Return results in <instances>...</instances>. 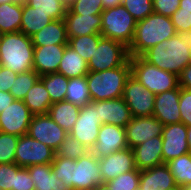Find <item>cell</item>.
I'll use <instances>...</instances> for the list:
<instances>
[{
  "label": "cell",
  "mask_w": 191,
  "mask_h": 190,
  "mask_svg": "<svg viewBox=\"0 0 191 190\" xmlns=\"http://www.w3.org/2000/svg\"><path fill=\"white\" fill-rule=\"evenodd\" d=\"M141 57L149 64L178 76L191 63V30L178 32L147 50Z\"/></svg>",
  "instance_id": "1"
},
{
  "label": "cell",
  "mask_w": 191,
  "mask_h": 190,
  "mask_svg": "<svg viewBox=\"0 0 191 190\" xmlns=\"http://www.w3.org/2000/svg\"><path fill=\"white\" fill-rule=\"evenodd\" d=\"M177 34L170 17L151 13L145 19L137 21L133 40L128 47L130 57L142 56L156 44Z\"/></svg>",
  "instance_id": "2"
},
{
  "label": "cell",
  "mask_w": 191,
  "mask_h": 190,
  "mask_svg": "<svg viewBox=\"0 0 191 190\" xmlns=\"http://www.w3.org/2000/svg\"><path fill=\"white\" fill-rule=\"evenodd\" d=\"M131 76L130 58L117 68L86 75L91 101H103L123 96L124 86Z\"/></svg>",
  "instance_id": "3"
},
{
  "label": "cell",
  "mask_w": 191,
  "mask_h": 190,
  "mask_svg": "<svg viewBox=\"0 0 191 190\" xmlns=\"http://www.w3.org/2000/svg\"><path fill=\"white\" fill-rule=\"evenodd\" d=\"M34 45L21 31L3 34L0 45V65L16 73L33 70Z\"/></svg>",
  "instance_id": "4"
},
{
  "label": "cell",
  "mask_w": 191,
  "mask_h": 190,
  "mask_svg": "<svg viewBox=\"0 0 191 190\" xmlns=\"http://www.w3.org/2000/svg\"><path fill=\"white\" fill-rule=\"evenodd\" d=\"M130 64L131 75L155 95L179 86L176 74L149 64L141 56L130 57Z\"/></svg>",
  "instance_id": "5"
},
{
  "label": "cell",
  "mask_w": 191,
  "mask_h": 190,
  "mask_svg": "<svg viewBox=\"0 0 191 190\" xmlns=\"http://www.w3.org/2000/svg\"><path fill=\"white\" fill-rule=\"evenodd\" d=\"M101 16L102 26L100 34L129 47L134 37L137 21L126 8L122 4L107 8L104 9Z\"/></svg>",
  "instance_id": "6"
},
{
  "label": "cell",
  "mask_w": 191,
  "mask_h": 190,
  "mask_svg": "<svg viewBox=\"0 0 191 190\" xmlns=\"http://www.w3.org/2000/svg\"><path fill=\"white\" fill-rule=\"evenodd\" d=\"M130 58L128 47L110 38L101 37L98 46L88 61L89 71L101 72L122 66Z\"/></svg>",
  "instance_id": "7"
},
{
  "label": "cell",
  "mask_w": 191,
  "mask_h": 190,
  "mask_svg": "<svg viewBox=\"0 0 191 190\" xmlns=\"http://www.w3.org/2000/svg\"><path fill=\"white\" fill-rule=\"evenodd\" d=\"M55 151L28 134L19 137L15 151V163L20 167L51 164Z\"/></svg>",
  "instance_id": "8"
},
{
  "label": "cell",
  "mask_w": 191,
  "mask_h": 190,
  "mask_svg": "<svg viewBox=\"0 0 191 190\" xmlns=\"http://www.w3.org/2000/svg\"><path fill=\"white\" fill-rule=\"evenodd\" d=\"M132 117L153 116L155 94L132 75L127 79L122 96Z\"/></svg>",
  "instance_id": "9"
},
{
  "label": "cell",
  "mask_w": 191,
  "mask_h": 190,
  "mask_svg": "<svg viewBox=\"0 0 191 190\" xmlns=\"http://www.w3.org/2000/svg\"><path fill=\"white\" fill-rule=\"evenodd\" d=\"M27 134L54 151L57 150L68 135L48 114L33 115Z\"/></svg>",
  "instance_id": "10"
},
{
  "label": "cell",
  "mask_w": 191,
  "mask_h": 190,
  "mask_svg": "<svg viewBox=\"0 0 191 190\" xmlns=\"http://www.w3.org/2000/svg\"><path fill=\"white\" fill-rule=\"evenodd\" d=\"M102 122L95 107L88 103L81 107L78 120L69 135L81 142L89 151L95 146Z\"/></svg>",
  "instance_id": "11"
},
{
  "label": "cell",
  "mask_w": 191,
  "mask_h": 190,
  "mask_svg": "<svg viewBox=\"0 0 191 190\" xmlns=\"http://www.w3.org/2000/svg\"><path fill=\"white\" fill-rule=\"evenodd\" d=\"M102 183L98 158L91 151L74 162L73 190H92Z\"/></svg>",
  "instance_id": "12"
},
{
  "label": "cell",
  "mask_w": 191,
  "mask_h": 190,
  "mask_svg": "<svg viewBox=\"0 0 191 190\" xmlns=\"http://www.w3.org/2000/svg\"><path fill=\"white\" fill-rule=\"evenodd\" d=\"M33 114L23 100H14L0 113V132L18 137L28 133Z\"/></svg>",
  "instance_id": "13"
},
{
  "label": "cell",
  "mask_w": 191,
  "mask_h": 190,
  "mask_svg": "<svg viewBox=\"0 0 191 190\" xmlns=\"http://www.w3.org/2000/svg\"><path fill=\"white\" fill-rule=\"evenodd\" d=\"M161 136L164 163L191 152L187 140V126L182 122L165 125Z\"/></svg>",
  "instance_id": "14"
},
{
  "label": "cell",
  "mask_w": 191,
  "mask_h": 190,
  "mask_svg": "<svg viewBox=\"0 0 191 190\" xmlns=\"http://www.w3.org/2000/svg\"><path fill=\"white\" fill-rule=\"evenodd\" d=\"M163 127L154 116L132 117L125 126L128 147L133 149L153 137L161 136Z\"/></svg>",
  "instance_id": "15"
},
{
  "label": "cell",
  "mask_w": 191,
  "mask_h": 190,
  "mask_svg": "<svg viewBox=\"0 0 191 190\" xmlns=\"http://www.w3.org/2000/svg\"><path fill=\"white\" fill-rule=\"evenodd\" d=\"M128 147L126 130L124 127L102 124L98 133L95 146L91 152L97 158H103L111 153L124 150Z\"/></svg>",
  "instance_id": "16"
},
{
  "label": "cell",
  "mask_w": 191,
  "mask_h": 190,
  "mask_svg": "<svg viewBox=\"0 0 191 190\" xmlns=\"http://www.w3.org/2000/svg\"><path fill=\"white\" fill-rule=\"evenodd\" d=\"M98 163L104 182H108L122 173L137 169L133 149L129 147L111 153L106 157L98 158Z\"/></svg>",
  "instance_id": "17"
},
{
  "label": "cell",
  "mask_w": 191,
  "mask_h": 190,
  "mask_svg": "<svg viewBox=\"0 0 191 190\" xmlns=\"http://www.w3.org/2000/svg\"><path fill=\"white\" fill-rule=\"evenodd\" d=\"M97 110L98 118L102 124H111L124 127L130 122L132 116L127 103L122 97L90 102Z\"/></svg>",
  "instance_id": "18"
},
{
  "label": "cell",
  "mask_w": 191,
  "mask_h": 190,
  "mask_svg": "<svg viewBox=\"0 0 191 190\" xmlns=\"http://www.w3.org/2000/svg\"><path fill=\"white\" fill-rule=\"evenodd\" d=\"M181 88L162 92L155 95L153 116L164 126L181 122V112L179 109V98Z\"/></svg>",
  "instance_id": "19"
},
{
  "label": "cell",
  "mask_w": 191,
  "mask_h": 190,
  "mask_svg": "<svg viewBox=\"0 0 191 190\" xmlns=\"http://www.w3.org/2000/svg\"><path fill=\"white\" fill-rule=\"evenodd\" d=\"M67 44L34 47L33 70L39 75L57 73Z\"/></svg>",
  "instance_id": "20"
},
{
  "label": "cell",
  "mask_w": 191,
  "mask_h": 190,
  "mask_svg": "<svg viewBox=\"0 0 191 190\" xmlns=\"http://www.w3.org/2000/svg\"><path fill=\"white\" fill-rule=\"evenodd\" d=\"M174 176L166 163L140 170L139 190H176Z\"/></svg>",
  "instance_id": "21"
},
{
  "label": "cell",
  "mask_w": 191,
  "mask_h": 190,
  "mask_svg": "<svg viewBox=\"0 0 191 190\" xmlns=\"http://www.w3.org/2000/svg\"><path fill=\"white\" fill-rule=\"evenodd\" d=\"M68 38L82 35L100 34L102 26V16L80 15L73 13L69 8L64 16Z\"/></svg>",
  "instance_id": "22"
},
{
  "label": "cell",
  "mask_w": 191,
  "mask_h": 190,
  "mask_svg": "<svg viewBox=\"0 0 191 190\" xmlns=\"http://www.w3.org/2000/svg\"><path fill=\"white\" fill-rule=\"evenodd\" d=\"M162 144V136H157L134 147L136 168L144 170L163 164Z\"/></svg>",
  "instance_id": "23"
},
{
  "label": "cell",
  "mask_w": 191,
  "mask_h": 190,
  "mask_svg": "<svg viewBox=\"0 0 191 190\" xmlns=\"http://www.w3.org/2000/svg\"><path fill=\"white\" fill-rule=\"evenodd\" d=\"M34 183V190H72L58 179L51 164H39L27 167Z\"/></svg>",
  "instance_id": "24"
},
{
  "label": "cell",
  "mask_w": 191,
  "mask_h": 190,
  "mask_svg": "<svg viewBox=\"0 0 191 190\" xmlns=\"http://www.w3.org/2000/svg\"><path fill=\"white\" fill-rule=\"evenodd\" d=\"M34 47L68 44L64 19L52 20L47 26L31 36Z\"/></svg>",
  "instance_id": "25"
},
{
  "label": "cell",
  "mask_w": 191,
  "mask_h": 190,
  "mask_svg": "<svg viewBox=\"0 0 191 190\" xmlns=\"http://www.w3.org/2000/svg\"><path fill=\"white\" fill-rule=\"evenodd\" d=\"M80 111V106L64 100L53 103L47 114L69 134L78 120Z\"/></svg>",
  "instance_id": "26"
},
{
  "label": "cell",
  "mask_w": 191,
  "mask_h": 190,
  "mask_svg": "<svg viewBox=\"0 0 191 190\" xmlns=\"http://www.w3.org/2000/svg\"><path fill=\"white\" fill-rule=\"evenodd\" d=\"M88 72V62L67 44L57 73L71 79L86 76Z\"/></svg>",
  "instance_id": "27"
},
{
  "label": "cell",
  "mask_w": 191,
  "mask_h": 190,
  "mask_svg": "<svg viewBox=\"0 0 191 190\" xmlns=\"http://www.w3.org/2000/svg\"><path fill=\"white\" fill-rule=\"evenodd\" d=\"M23 102L33 115L47 114L53 104L47 89L40 79L28 90Z\"/></svg>",
  "instance_id": "28"
},
{
  "label": "cell",
  "mask_w": 191,
  "mask_h": 190,
  "mask_svg": "<svg viewBox=\"0 0 191 190\" xmlns=\"http://www.w3.org/2000/svg\"><path fill=\"white\" fill-rule=\"evenodd\" d=\"M52 19L48 14L36 11L35 8L28 5L24 0L22 1V17L20 31L26 36L31 37L47 26Z\"/></svg>",
  "instance_id": "29"
},
{
  "label": "cell",
  "mask_w": 191,
  "mask_h": 190,
  "mask_svg": "<svg viewBox=\"0 0 191 190\" xmlns=\"http://www.w3.org/2000/svg\"><path fill=\"white\" fill-rule=\"evenodd\" d=\"M22 17V1L0 4V30L3 34L19 32Z\"/></svg>",
  "instance_id": "30"
},
{
  "label": "cell",
  "mask_w": 191,
  "mask_h": 190,
  "mask_svg": "<svg viewBox=\"0 0 191 190\" xmlns=\"http://www.w3.org/2000/svg\"><path fill=\"white\" fill-rule=\"evenodd\" d=\"M178 188L191 185V152L166 163Z\"/></svg>",
  "instance_id": "31"
},
{
  "label": "cell",
  "mask_w": 191,
  "mask_h": 190,
  "mask_svg": "<svg viewBox=\"0 0 191 190\" xmlns=\"http://www.w3.org/2000/svg\"><path fill=\"white\" fill-rule=\"evenodd\" d=\"M65 101L80 107L91 102L86 76L69 79Z\"/></svg>",
  "instance_id": "32"
},
{
  "label": "cell",
  "mask_w": 191,
  "mask_h": 190,
  "mask_svg": "<svg viewBox=\"0 0 191 190\" xmlns=\"http://www.w3.org/2000/svg\"><path fill=\"white\" fill-rule=\"evenodd\" d=\"M39 79L47 89L52 103L65 100L69 82L67 77L59 73H50L40 76Z\"/></svg>",
  "instance_id": "33"
},
{
  "label": "cell",
  "mask_w": 191,
  "mask_h": 190,
  "mask_svg": "<svg viewBox=\"0 0 191 190\" xmlns=\"http://www.w3.org/2000/svg\"><path fill=\"white\" fill-rule=\"evenodd\" d=\"M101 37V34H92L68 38V45L88 62L95 52Z\"/></svg>",
  "instance_id": "34"
},
{
  "label": "cell",
  "mask_w": 191,
  "mask_h": 190,
  "mask_svg": "<svg viewBox=\"0 0 191 190\" xmlns=\"http://www.w3.org/2000/svg\"><path fill=\"white\" fill-rule=\"evenodd\" d=\"M36 11L48 14L52 20L64 19L68 6L62 0H24Z\"/></svg>",
  "instance_id": "35"
},
{
  "label": "cell",
  "mask_w": 191,
  "mask_h": 190,
  "mask_svg": "<svg viewBox=\"0 0 191 190\" xmlns=\"http://www.w3.org/2000/svg\"><path fill=\"white\" fill-rule=\"evenodd\" d=\"M76 160L65 158L62 156H55L51 163L52 170L58 179L62 180L65 185L73 190V174L74 162Z\"/></svg>",
  "instance_id": "36"
},
{
  "label": "cell",
  "mask_w": 191,
  "mask_h": 190,
  "mask_svg": "<svg viewBox=\"0 0 191 190\" xmlns=\"http://www.w3.org/2000/svg\"><path fill=\"white\" fill-rule=\"evenodd\" d=\"M39 77L40 76L34 70L17 74L10 93L15 99L23 100L26 97L28 90L34 85Z\"/></svg>",
  "instance_id": "37"
},
{
  "label": "cell",
  "mask_w": 191,
  "mask_h": 190,
  "mask_svg": "<svg viewBox=\"0 0 191 190\" xmlns=\"http://www.w3.org/2000/svg\"><path fill=\"white\" fill-rule=\"evenodd\" d=\"M88 152L89 150L81 144L80 141L68 134L62 144L55 151V156L77 160Z\"/></svg>",
  "instance_id": "38"
},
{
  "label": "cell",
  "mask_w": 191,
  "mask_h": 190,
  "mask_svg": "<svg viewBox=\"0 0 191 190\" xmlns=\"http://www.w3.org/2000/svg\"><path fill=\"white\" fill-rule=\"evenodd\" d=\"M179 4L170 17L177 33L191 30V0H180Z\"/></svg>",
  "instance_id": "39"
},
{
  "label": "cell",
  "mask_w": 191,
  "mask_h": 190,
  "mask_svg": "<svg viewBox=\"0 0 191 190\" xmlns=\"http://www.w3.org/2000/svg\"><path fill=\"white\" fill-rule=\"evenodd\" d=\"M140 170L135 169L122 173L116 178L106 182L112 190H139Z\"/></svg>",
  "instance_id": "40"
},
{
  "label": "cell",
  "mask_w": 191,
  "mask_h": 190,
  "mask_svg": "<svg viewBox=\"0 0 191 190\" xmlns=\"http://www.w3.org/2000/svg\"><path fill=\"white\" fill-rule=\"evenodd\" d=\"M19 137L0 132V164L15 163V151Z\"/></svg>",
  "instance_id": "41"
},
{
  "label": "cell",
  "mask_w": 191,
  "mask_h": 190,
  "mask_svg": "<svg viewBox=\"0 0 191 190\" xmlns=\"http://www.w3.org/2000/svg\"><path fill=\"white\" fill-rule=\"evenodd\" d=\"M122 5L136 21L143 20L154 12L152 0H122Z\"/></svg>",
  "instance_id": "42"
},
{
  "label": "cell",
  "mask_w": 191,
  "mask_h": 190,
  "mask_svg": "<svg viewBox=\"0 0 191 190\" xmlns=\"http://www.w3.org/2000/svg\"><path fill=\"white\" fill-rule=\"evenodd\" d=\"M68 8L80 15H99L104 11L102 0H75Z\"/></svg>",
  "instance_id": "43"
},
{
  "label": "cell",
  "mask_w": 191,
  "mask_h": 190,
  "mask_svg": "<svg viewBox=\"0 0 191 190\" xmlns=\"http://www.w3.org/2000/svg\"><path fill=\"white\" fill-rule=\"evenodd\" d=\"M20 168L16 163L0 164V190L15 188V174Z\"/></svg>",
  "instance_id": "44"
},
{
  "label": "cell",
  "mask_w": 191,
  "mask_h": 190,
  "mask_svg": "<svg viewBox=\"0 0 191 190\" xmlns=\"http://www.w3.org/2000/svg\"><path fill=\"white\" fill-rule=\"evenodd\" d=\"M179 109L181 122L186 126H191V90L181 88Z\"/></svg>",
  "instance_id": "45"
},
{
  "label": "cell",
  "mask_w": 191,
  "mask_h": 190,
  "mask_svg": "<svg viewBox=\"0 0 191 190\" xmlns=\"http://www.w3.org/2000/svg\"><path fill=\"white\" fill-rule=\"evenodd\" d=\"M154 13L171 17L180 7V0H152Z\"/></svg>",
  "instance_id": "46"
},
{
  "label": "cell",
  "mask_w": 191,
  "mask_h": 190,
  "mask_svg": "<svg viewBox=\"0 0 191 190\" xmlns=\"http://www.w3.org/2000/svg\"><path fill=\"white\" fill-rule=\"evenodd\" d=\"M12 190H34V183L27 167H21L15 174V188Z\"/></svg>",
  "instance_id": "47"
},
{
  "label": "cell",
  "mask_w": 191,
  "mask_h": 190,
  "mask_svg": "<svg viewBox=\"0 0 191 190\" xmlns=\"http://www.w3.org/2000/svg\"><path fill=\"white\" fill-rule=\"evenodd\" d=\"M16 72H13L11 69L4 68L1 66L0 71V91L10 92L12 84L14 83L16 77Z\"/></svg>",
  "instance_id": "48"
},
{
  "label": "cell",
  "mask_w": 191,
  "mask_h": 190,
  "mask_svg": "<svg viewBox=\"0 0 191 190\" xmlns=\"http://www.w3.org/2000/svg\"><path fill=\"white\" fill-rule=\"evenodd\" d=\"M178 84L180 88L191 90V63L178 75Z\"/></svg>",
  "instance_id": "49"
},
{
  "label": "cell",
  "mask_w": 191,
  "mask_h": 190,
  "mask_svg": "<svg viewBox=\"0 0 191 190\" xmlns=\"http://www.w3.org/2000/svg\"><path fill=\"white\" fill-rule=\"evenodd\" d=\"M16 100L10 92L0 91V113Z\"/></svg>",
  "instance_id": "50"
},
{
  "label": "cell",
  "mask_w": 191,
  "mask_h": 190,
  "mask_svg": "<svg viewBox=\"0 0 191 190\" xmlns=\"http://www.w3.org/2000/svg\"><path fill=\"white\" fill-rule=\"evenodd\" d=\"M103 8H112L122 4V0H102Z\"/></svg>",
  "instance_id": "51"
},
{
  "label": "cell",
  "mask_w": 191,
  "mask_h": 190,
  "mask_svg": "<svg viewBox=\"0 0 191 190\" xmlns=\"http://www.w3.org/2000/svg\"><path fill=\"white\" fill-rule=\"evenodd\" d=\"M92 190H112V189L106 182H104L100 185L95 186Z\"/></svg>",
  "instance_id": "52"
},
{
  "label": "cell",
  "mask_w": 191,
  "mask_h": 190,
  "mask_svg": "<svg viewBox=\"0 0 191 190\" xmlns=\"http://www.w3.org/2000/svg\"><path fill=\"white\" fill-rule=\"evenodd\" d=\"M187 140L188 145L191 148V126H187Z\"/></svg>",
  "instance_id": "53"
},
{
  "label": "cell",
  "mask_w": 191,
  "mask_h": 190,
  "mask_svg": "<svg viewBox=\"0 0 191 190\" xmlns=\"http://www.w3.org/2000/svg\"><path fill=\"white\" fill-rule=\"evenodd\" d=\"M19 1H23V0H0V4L7 3V2H19Z\"/></svg>",
  "instance_id": "54"
},
{
  "label": "cell",
  "mask_w": 191,
  "mask_h": 190,
  "mask_svg": "<svg viewBox=\"0 0 191 190\" xmlns=\"http://www.w3.org/2000/svg\"><path fill=\"white\" fill-rule=\"evenodd\" d=\"M67 6L72 4L75 0H62Z\"/></svg>",
  "instance_id": "55"
},
{
  "label": "cell",
  "mask_w": 191,
  "mask_h": 190,
  "mask_svg": "<svg viewBox=\"0 0 191 190\" xmlns=\"http://www.w3.org/2000/svg\"><path fill=\"white\" fill-rule=\"evenodd\" d=\"M179 190H191V185L185 186L183 188H179Z\"/></svg>",
  "instance_id": "56"
},
{
  "label": "cell",
  "mask_w": 191,
  "mask_h": 190,
  "mask_svg": "<svg viewBox=\"0 0 191 190\" xmlns=\"http://www.w3.org/2000/svg\"><path fill=\"white\" fill-rule=\"evenodd\" d=\"M2 37H3V33H2L1 30H0V45H1Z\"/></svg>",
  "instance_id": "57"
}]
</instances>
